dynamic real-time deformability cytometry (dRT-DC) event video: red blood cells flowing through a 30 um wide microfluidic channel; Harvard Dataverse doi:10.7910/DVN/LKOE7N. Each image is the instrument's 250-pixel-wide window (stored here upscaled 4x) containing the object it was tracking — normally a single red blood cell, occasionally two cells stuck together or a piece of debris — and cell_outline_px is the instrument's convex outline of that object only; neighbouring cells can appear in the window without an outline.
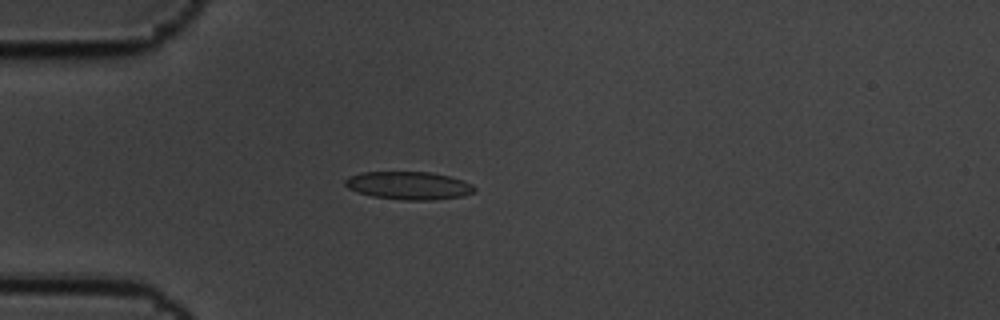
{"species": "common noctule bat (a hibernating species)", "species_latin": "Nyctalus noctula", "temperature_condition": "cold", "stored_images_in_passage": 9, "camera_frame_rate_fps": 3000, "um_per_image_px": 0.085, "animal": {"sex": "male", "body_mass_g": 19.5, "forearm_length_mm": 54.6}, "frame": {"image": 1, "passage_image": 4, "time_ms": 1.0, "image_size_px": [1000, 320], "cell_outline_px": [[476, 192], [464, 196], [432, 200], [404, 200], [372, 196], [348, 188], [344, 184], [344, 180], [348, 176], [360, 172], [432, 172], [464, 180], [472, 184], [476, 188]], "centroid_in_image_um": [34.77, 15.77], "position_along_channel_um": 50.2, "area_um2": 21.21}}
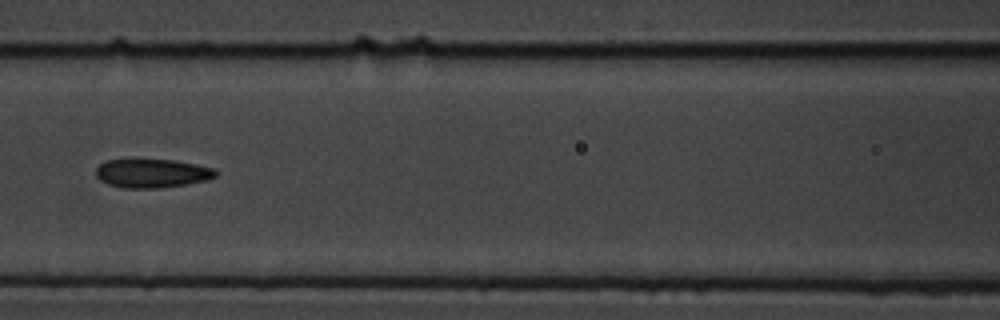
{"frame": {"image": 2, "passage_image": 7, "time_ms": 2.0, "image_size_px": [1000, 320], "cell_outline_px": [[216, 176], [208, 180], [160, 188], [124, 188], [108, 184], [100, 180], [96, 176], [96, 168], [100, 164], [108, 160], [176, 160], [216, 168]], "centroid_in_image_um": [12.94, 14.73], "position_along_channel_um": 153.7, "area_um2": 20.0}}
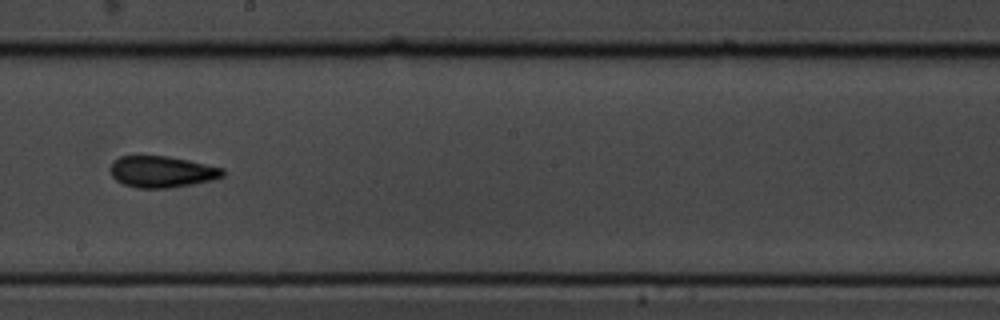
{"frame": {"image": 3, "passage_image": 9, "time_ms": 2.667, "image_size_px": [1000, 320], "cell_outline_px": [[224, 176], [212, 180], [192, 184], [168, 188], [136, 188], [124, 184], [116, 180], [112, 176], [108, 168], [120, 156], [168, 156], [188, 160], [224, 168]], "centroid_in_image_um": [13.76, 14.6], "position_along_channel_um": 234.4, "area_um2": 20.58}}